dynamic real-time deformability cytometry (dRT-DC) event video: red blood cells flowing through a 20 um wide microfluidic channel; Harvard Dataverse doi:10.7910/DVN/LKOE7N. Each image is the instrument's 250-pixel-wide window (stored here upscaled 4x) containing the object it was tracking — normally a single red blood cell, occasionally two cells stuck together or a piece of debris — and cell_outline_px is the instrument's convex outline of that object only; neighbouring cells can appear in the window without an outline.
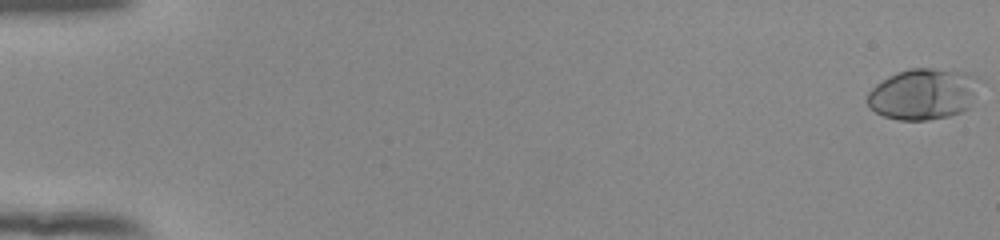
{"species": "human", "species_latin": "Homo sapiens", "temperature_condition": "room temperature", "stored_images_in_passage": 55, "camera_frame_rate_fps": 3000, "um_per_image_px": 0.085, "donor": {"sex": "female"}, "frame": {"image": 1, "passage_image": 1, "time_ms": 0.0, "image_size_px": [1000, 240], "cell_outline_px": [[984, 80], [968, 108], [960, 112], [948, 116], [928, 120], [900, 120], [884, 116], [876, 112], [868, 104], [868, 92], [876, 84], [888, 76], [896, 72], [912, 68], [932, 68], [972, 72]], "centroid_in_image_um": [78.55, 7.96], "position_along_channel_um": 6.4, "area_um2": 33.87}}
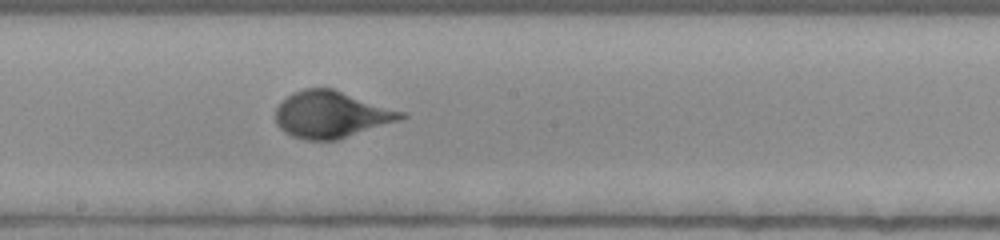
{"frame": {"image": 2, "passage_image": 32, "time_ms": 10.333, "image_size_px": [1000, 240], "cell_outline_px": [[408, 116], [400, 120], [336, 140], [304, 140], [292, 136], [284, 132], [276, 124], [276, 108], [292, 92], [304, 88], [332, 88], [408, 112]], "centroid_in_image_um": [28.19, 9.73], "position_along_channel_um": 220.0, "area_um2": 34.33}}
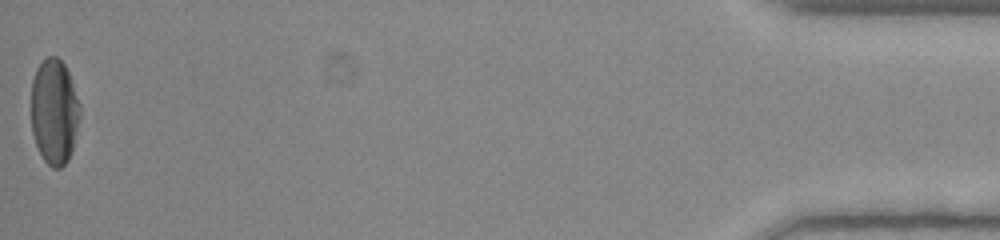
{"frame": {"image": 3, "passage_image": 55, "time_ms": 18.0, "image_size_px": [1000, 240], "cell_outline_px": [[80, 116], [72, 148], [68, 160], [60, 168], [52, 168], [44, 160], [36, 144], [32, 132], [32, 80], [36, 68], [48, 56], [56, 56], [64, 64], [68, 72], [80, 104]], "centroid_in_image_um": [4.61, 9.49], "position_along_channel_um": 430.6, "area_um2": 29.71}}